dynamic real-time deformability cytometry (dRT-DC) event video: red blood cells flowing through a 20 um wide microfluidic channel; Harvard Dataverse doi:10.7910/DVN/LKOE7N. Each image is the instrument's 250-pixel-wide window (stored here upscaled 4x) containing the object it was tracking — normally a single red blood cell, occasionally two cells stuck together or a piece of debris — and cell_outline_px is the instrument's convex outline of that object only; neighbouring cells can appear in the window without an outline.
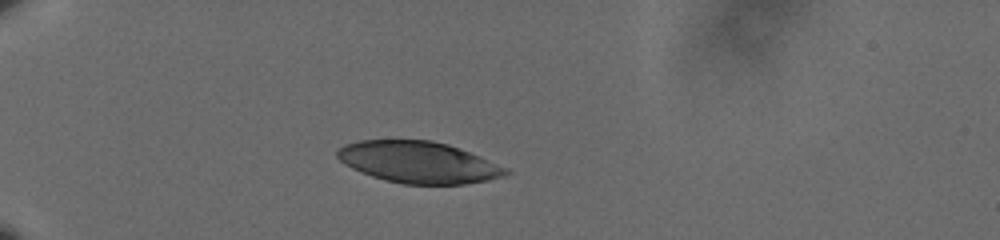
{"species": "human", "species_latin": "Homo sapiens", "temperature_condition": "cold", "stored_images_in_passage": 42, "camera_frame_rate_fps": 3000, "um_per_image_px": 0.085, "donor": {"sex": "male"}, "frame": {"image": 1, "passage_image": 1, "time_ms": 0.0, "image_size_px": [1000, 240], "cell_outline_px": [[512, 172], [504, 176], [488, 180], [464, 184], [404, 184], [384, 180], [372, 176], [352, 168], [344, 164], [336, 156], [336, 152], [344, 144], [360, 140], [432, 140], [448, 144], [460, 148], [480, 156], [508, 168]], "centroid_in_image_um": [35.59, 13.79], "position_along_channel_um": 49.4, "area_um2": 40.86}}
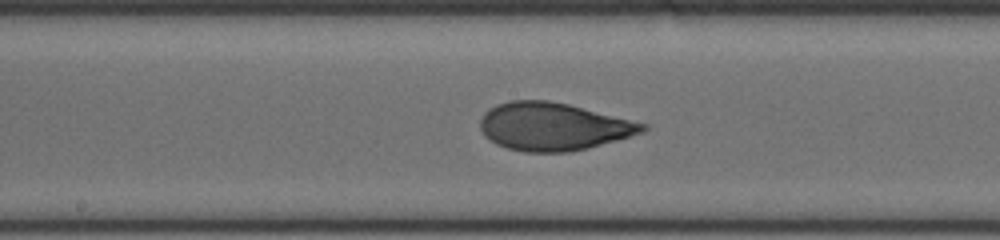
{"frame": {"image": 2, "passage_image": 17, "time_ms": 5.333, "image_size_px": [1000, 240], "cell_outline_px": [[648, 128], [644, 132], [588, 148], [568, 152], [524, 152], [508, 148], [496, 144], [484, 136], [480, 128], [480, 120], [484, 112], [488, 108], [496, 104], [512, 100], [548, 100], [568, 104], [648, 124]], "centroid_in_image_um": [47.0, 10.75], "position_along_channel_um": 201.2, "area_um2": 45.26}}
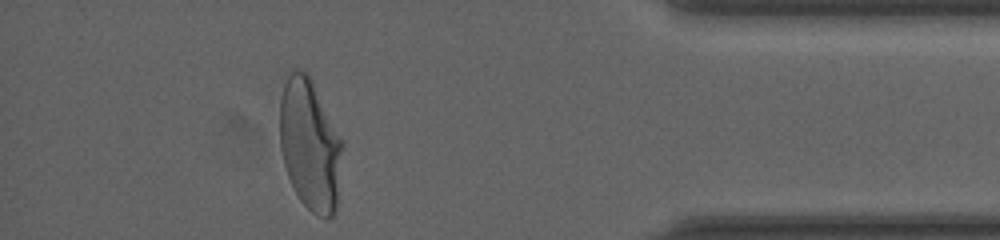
{"frame": {"image": 3, "passage_image": 37, "time_ms": 12.0, "image_size_px": [1000, 240], "cell_outline_px": [[344, 144], [336, 212], [328, 220], [316, 216], [300, 200], [288, 176], [284, 164], [280, 148], [280, 100], [284, 72], [288, 68], [296, 68], [308, 72], [344, 140]], "centroid_in_image_um": [26.35, 12.24], "position_along_channel_um": 408.8, "area_um2": 49.36}, "authors_computed_cell_mechanics": {"area_um2": 45.0262, "velocity_mm_per_s": 3.5831, "shape_relaxation_time_tau1_ms": 4.5105, "shape_relaxation_time_tau2_ms": 0.814, "deformation_change_tau1": 0.1892, "deformation_change_tau2": 0.0606}}